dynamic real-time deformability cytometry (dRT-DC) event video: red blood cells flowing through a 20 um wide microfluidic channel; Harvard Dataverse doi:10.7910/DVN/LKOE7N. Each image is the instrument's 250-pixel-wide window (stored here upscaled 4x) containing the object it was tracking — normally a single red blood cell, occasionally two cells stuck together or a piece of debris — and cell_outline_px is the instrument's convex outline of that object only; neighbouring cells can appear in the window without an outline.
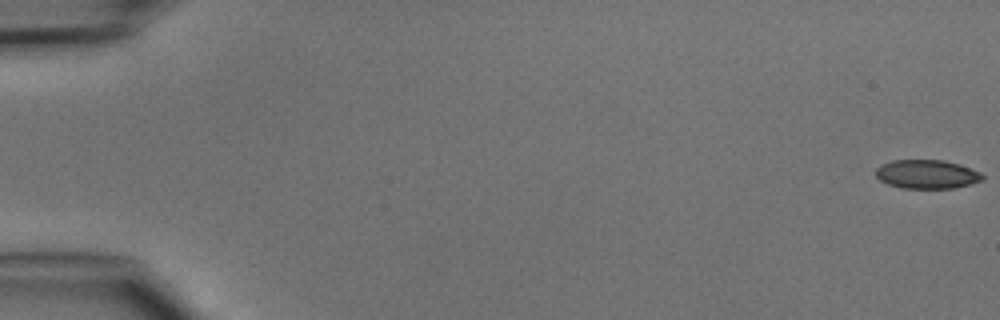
{"species": "common noctule bat (a hibernating species)", "species_latin": "Nyctalus noctula", "temperature_condition": "cold", "stored_images_in_passage": 48, "camera_frame_rate_fps": 3000, "um_per_image_px": 0.085, "animal": {"sex": "male", "body_mass_g": 15.6}, "frame": {"image": 1, "passage_image": 1, "time_ms": 0.0, "image_size_px": [1000, 320], "cell_outline_px": [[984, 180], [972, 184], [952, 188], [904, 188], [888, 184], [880, 180], [876, 176], [876, 168], [880, 164], [892, 160], [944, 160], [960, 164], [980, 172], [984, 176]], "centroid_in_image_um": [78.8, 14.8], "position_along_channel_um": 6.2, "area_um2": 18.03}}
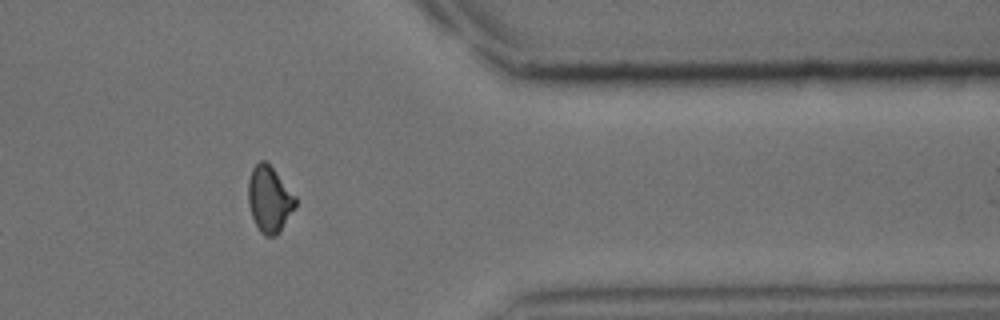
{"frame": {"image": 2, "passage_image": 40, "time_ms": 13.0, "image_size_px": [1000, 320], "cell_outline_px": [[296, 208], [280, 232], [276, 236], [264, 236], [260, 232], [252, 216], [248, 204], [248, 180], [252, 168], [260, 160], [264, 160], [272, 168], [296, 196]], "centroid_in_image_um": [22.9, 16.96], "position_along_channel_um": 388.5, "area_um2": 18.26}}
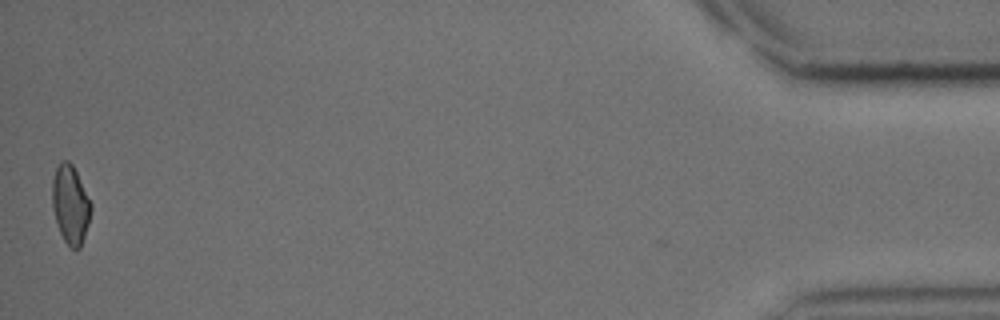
{"frame": {"image": 3, "passage_image": 48, "time_ms": 15.667, "image_size_px": [1000, 320], "cell_outline_px": [[92, 212], [80, 248], [72, 248], [64, 240], [60, 232], [52, 208], [52, 180], [56, 168], [60, 160], [68, 160], [72, 164], [92, 204]], "centroid_in_image_um": [5.98, 17.36], "position_along_channel_um": 429.2, "area_um2": 17.63}}